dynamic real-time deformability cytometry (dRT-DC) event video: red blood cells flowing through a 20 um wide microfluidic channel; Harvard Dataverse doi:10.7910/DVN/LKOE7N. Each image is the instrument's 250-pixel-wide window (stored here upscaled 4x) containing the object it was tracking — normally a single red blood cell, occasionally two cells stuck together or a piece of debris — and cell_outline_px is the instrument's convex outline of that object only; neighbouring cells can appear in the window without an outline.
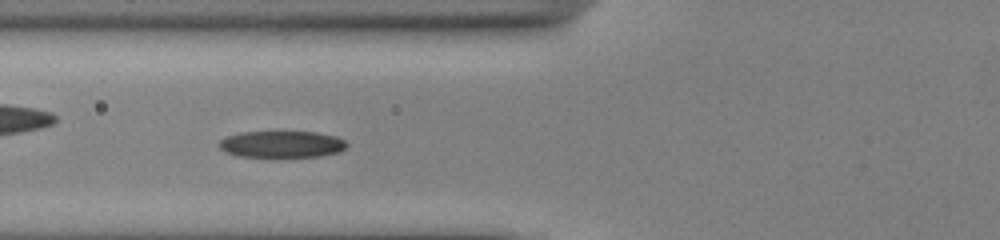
{"species": "common noctule bat (a hibernating species)", "species_latin": "Nyctalus noctula", "temperature_condition": "cold", "stored_images_in_passage": 38, "camera_frame_rate_fps": 3000, "um_per_image_px": 0.085, "animal": {"sex": "male", "body_mass_g": 13.0, "forearm_length_mm": 53.1}, "frame": {"image": 1, "passage_image": 6, "time_ms": 1.667, "image_size_px": [1000, 240], "cell_outline_px": [[348, 144], [340, 152], [320, 156], [236, 156], [220, 148], [216, 144], [220, 140], [228, 136], [240, 132], [316, 132], [336, 136], [344, 140]], "centroid_in_image_um": [23.95, 12.25], "position_along_channel_um": 101.8, "area_um2": 19.65}}
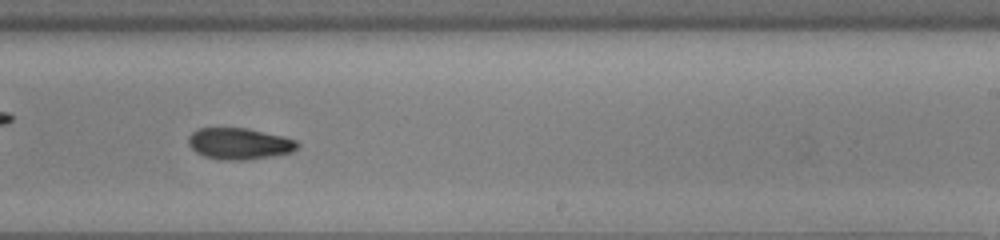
{"frame": {"image": 2, "passage_image": 19, "time_ms": 6.0, "image_size_px": [1000, 240], "cell_outline_px": [[300, 144], [292, 152], [272, 156], [244, 160], [220, 160], [204, 156], [196, 152], [188, 144], [188, 136], [196, 128], [248, 128], [284, 136], [296, 140]], "centroid_in_image_um": [20.33, 12.2], "position_along_channel_um": 268.7, "area_um2": 20.11}}
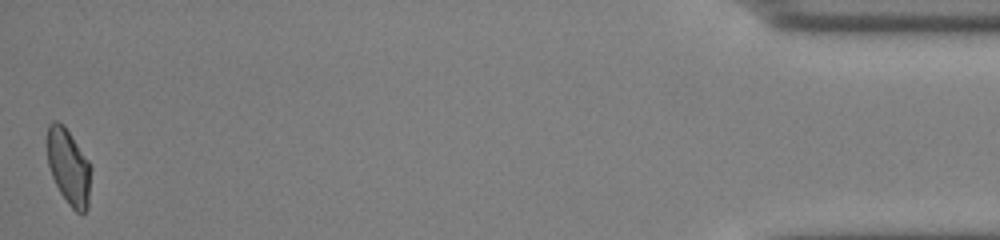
{"frame": {"image": 3, "passage_image": 38, "time_ms": 12.333, "image_size_px": [1000, 240], "cell_outline_px": [[92, 168], [88, 208], [84, 212], [76, 212], [68, 204], [60, 192], [52, 176], [48, 164], [48, 124], [56, 120], [64, 124], [88, 160]], "centroid_in_image_um": [5.86, 14.19], "position_along_channel_um": 429.3, "area_um2": 19.31}, "authors_computed_cell_mechanics": {"area_um2": 20.2011, "velocity_mm_per_s": 3.8506, "shape_relaxation_time_tau1_ms": 2.5787, "shape_relaxation_time_tau2_ms": 3.3625, "deformation_change_tau1": 0.1166, "deformation_change_tau2": 0.0788}}